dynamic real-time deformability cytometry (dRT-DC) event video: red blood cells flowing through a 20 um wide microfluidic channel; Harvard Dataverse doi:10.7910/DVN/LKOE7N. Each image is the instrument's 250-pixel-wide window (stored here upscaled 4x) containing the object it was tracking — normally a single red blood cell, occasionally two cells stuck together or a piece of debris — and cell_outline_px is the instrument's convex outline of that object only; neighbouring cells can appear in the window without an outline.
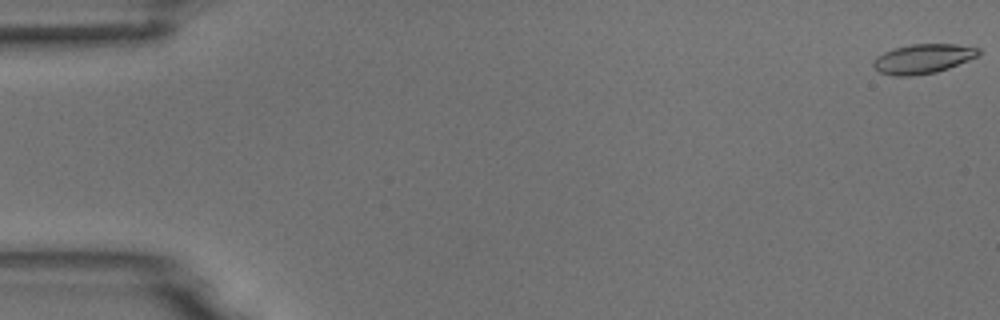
{"species": "common noctule bat (a hibernating species)", "species_latin": "Nyctalus noctula", "temperature_condition": "room temperature", "stored_images_in_passage": 15, "camera_frame_rate_fps": 3000, "um_per_image_px": 0.085, "animal": {"sex": "male", "body_mass_g": 18.8}, "frame": {"image": 1, "passage_image": 1, "time_ms": 0.0, "image_size_px": [1000, 320], "cell_outline_px": [[980, 52], [976, 56], [968, 60], [948, 68], [936, 72], [912, 76], [892, 76], [880, 72], [872, 64], [876, 56], [892, 48], [912, 44], [956, 44], [980, 48]], "centroid_in_image_um": [78.42, 4.99], "position_along_channel_um": 6.6, "area_um2": 18.03}}
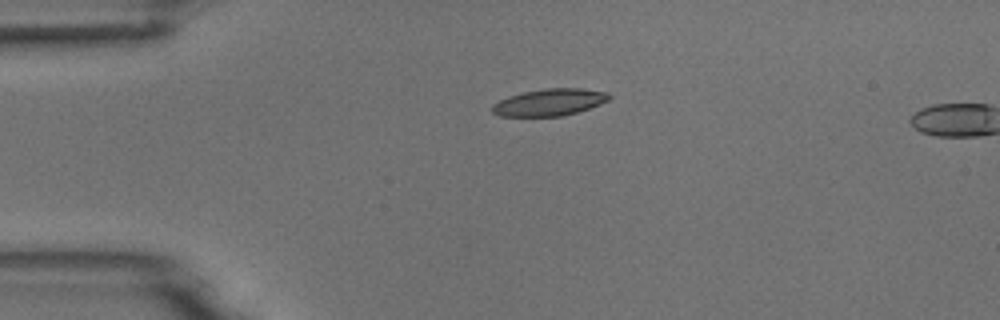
{"frame": {"image": 2, "passage_image": 13, "time_ms": 4.0, "image_size_px": [1000, 320], "cell_outline_px": [[612, 96], [608, 100], [600, 104], [576, 112], [560, 116], [500, 116], [492, 112], [492, 104], [508, 96], [524, 92], [544, 88], [580, 88], [608, 92]], "centroid_in_image_um": [46.7, 8.68], "position_along_channel_um": 38.3, "area_um2": 18.26}}